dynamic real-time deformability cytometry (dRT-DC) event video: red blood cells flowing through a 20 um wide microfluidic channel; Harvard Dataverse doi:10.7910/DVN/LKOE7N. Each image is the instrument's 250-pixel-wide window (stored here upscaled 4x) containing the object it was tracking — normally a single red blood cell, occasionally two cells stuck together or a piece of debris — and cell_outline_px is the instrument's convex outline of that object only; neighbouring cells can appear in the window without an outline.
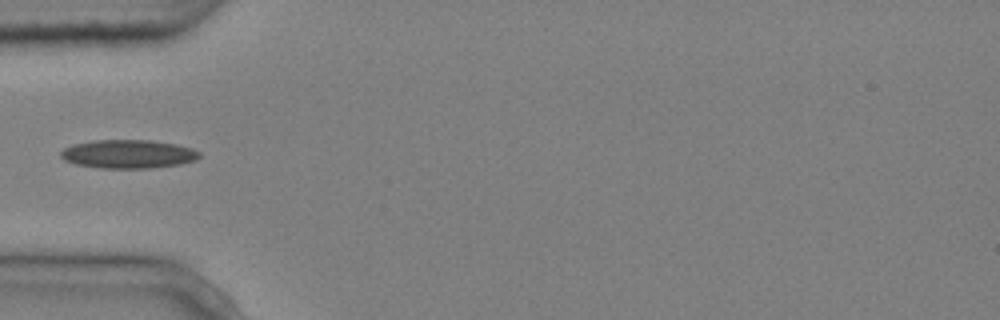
{"species": "common noctule bat (a hibernating species)", "species_latin": "Nyctalus noctula", "temperature_condition": "cold", "stored_images_in_passage": 7, "camera_frame_rate_fps": 3000, "um_per_image_px": 0.085, "animal": {"sex": "male", "body_mass_g": 20.4}, "frame": {"image": 1, "passage_image": 4, "time_ms": 1.0, "image_size_px": [1000, 320], "cell_outline_px": [[200, 156], [196, 160], [180, 164], [152, 168], [100, 168], [76, 164], [64, 160], [60, 156], [60, 152], [64, 148], [72, 144], [92, 140], [152, 140], [176, 144], [192, 148], [200, 152]], "centroid_in_image_um": [10.89, 13.09], "position_along_channel_um": 74.1, "area_um2": 23.24}}